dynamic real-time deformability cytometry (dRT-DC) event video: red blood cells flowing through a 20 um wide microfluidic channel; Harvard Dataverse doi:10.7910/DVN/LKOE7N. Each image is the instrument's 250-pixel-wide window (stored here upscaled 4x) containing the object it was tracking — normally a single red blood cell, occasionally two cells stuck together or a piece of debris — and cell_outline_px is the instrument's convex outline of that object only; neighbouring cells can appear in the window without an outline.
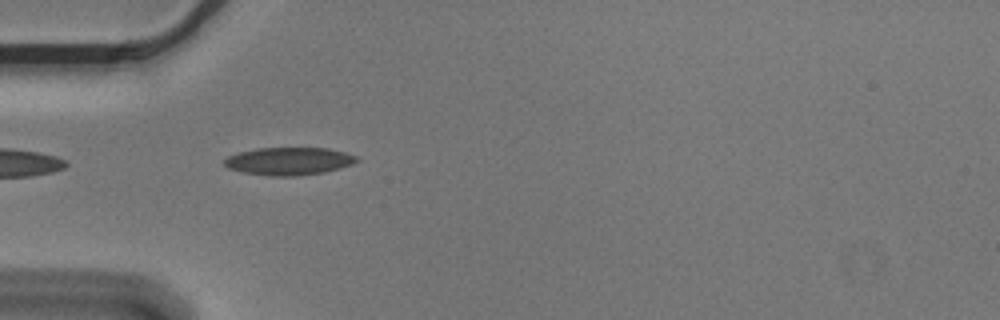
{"species": "Egyptian fruit bat (a non-hibernating species)", "species_latin": "Rousettus aegyptiacus", "temperature_condition": "cold", "stored_images_in_passage": 6, "segment_of_instrument_passage": [2, 2], "camera_frame_rate_fps": 3000, "um_per_image_px": 0.085, "animal": {"sex": "male"}, "frame": {"image": 1, "passage_image": 5, "time_ms": 1.333, "image_size_px": [1000, 320], "cell_outline_px": [[360, 160], [352, 164], [340, 168], [324, 172], [296, 176], [272, 176], [244, 172], [228, 168], [224, 164], [224, 160], [228, 156], [240, 152], [256, 148], [328, 148], [344, 152], [356, 156]], "centroid_in_image_um": [24.57, 13.69], "position_along_channel_um": 60.4, "area_um2": 21.27}}
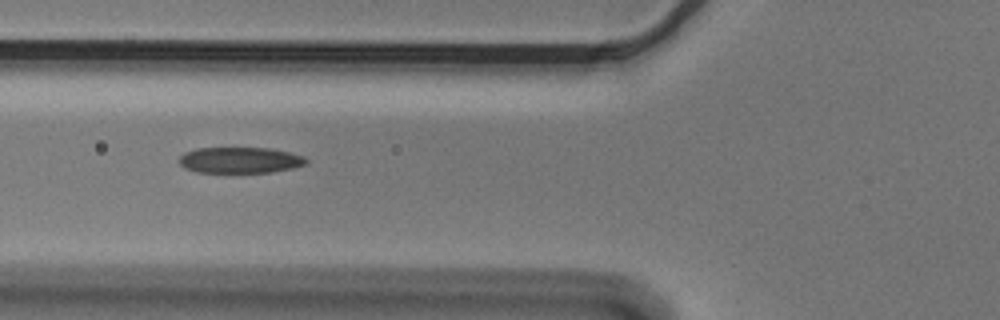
{"frame": {"image": 2, "passage_image": 6, "time_ms": 1.667, "image_size_px": [1000, 320], "cell_outline_px": [[308, 164], [292, 168], [272, 172], [196, 172], [184, 168], [180, 164], [180, 156], [184, 152], [196, 148], [268, 148], [288, 152], [304, 156], [308, 160]], "centroid_in_image_um": [20.41, 13.61], "position_along_channel_um": 105.4, "area_um2": 19.25}}